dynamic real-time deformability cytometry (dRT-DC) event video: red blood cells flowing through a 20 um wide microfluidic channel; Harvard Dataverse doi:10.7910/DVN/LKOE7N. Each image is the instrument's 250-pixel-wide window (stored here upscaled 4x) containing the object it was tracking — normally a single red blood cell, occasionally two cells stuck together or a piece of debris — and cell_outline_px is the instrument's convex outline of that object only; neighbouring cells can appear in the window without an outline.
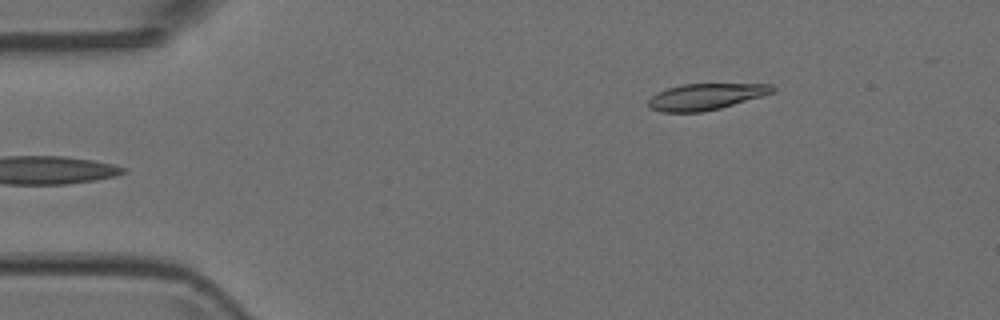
{"species": "Egyptian fruit bat (a non-hibernating species)", "species_latin": "Rousettus aegyptiacus", "temperature_condition": "room temperature", "stored_images_in_passage": 4, "camera_frame_rate_fps": 3000, "um_per_image_px": 0.085, "animal": {"sex": "female"}, "frame": {"image": 1, "passage_image": 4, "time_ms": 1.0, "image_size_px": [1000, 320], "cell_outline_px": [[776, 88], [772, 92], [760, 96], [720, 108], [704, 112], [660, 112], [652, 108], [648, 104], [648, 100], [652, 96], [668, 88], [684, 84], [772, 84]], "centroid_in_image_um": [59.97, 8.22], "position_along_channel_um": 25.0, "area_um2": 18.67}}